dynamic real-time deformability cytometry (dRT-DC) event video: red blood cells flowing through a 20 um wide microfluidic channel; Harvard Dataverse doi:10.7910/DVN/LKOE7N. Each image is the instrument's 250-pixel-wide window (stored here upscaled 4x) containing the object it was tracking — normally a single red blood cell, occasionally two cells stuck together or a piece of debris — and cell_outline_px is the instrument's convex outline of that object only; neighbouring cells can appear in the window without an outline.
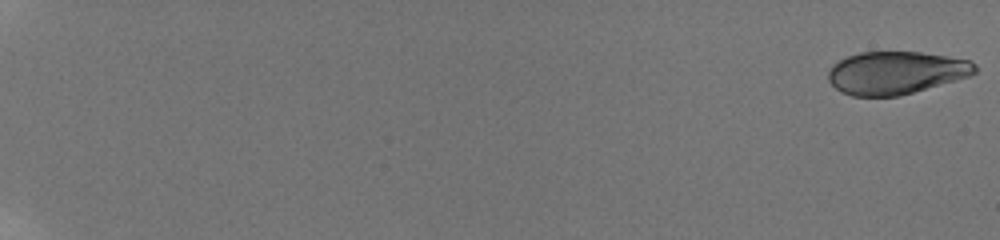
{"species": "human", "species_latin": "Homo sapiens", "temperature_condition": "room temperature", "stored_images_in_passage": 28, "camera_frame_rate_fps": 3000, "um_per_image_px": 0.085, "donor": {"sex": "male"}, "frame": {"image": 1, "passage_image": 1, "time_ms": 0.0, "image_size_px": [1000, 240], "cell_outline_px": [[976, 72], [968, 76], [900, 96], [852, 96], [840, 92], [828, 80], [828, 68], [832, 64], [848, 56], [860, 52], [920, 52], [968, 60], [976, 64]], "centroid_in_image_um": [76.1, 6.19], "position_along_channel_um": 8.9, "area_um2": 36.36}}
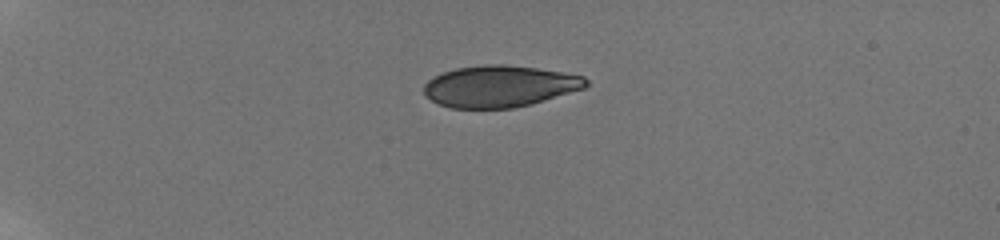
{"frame": {"image": 2, "passage_image": 14, "time_ms": 5.667, "image_size_px": [1000, 240], "cell_outline_px": [[588, 84], [584, 88], [532, 104], [512, 108], [452, 108], [436, 104], [424, 96], [424, 84], [432, 76], [456, 68], [484, 64], [504, 64], [536, 68], [584, 76], [588, 80]], "centroid_in_image_um": [42.42, 7.34], "position_along_channel_um": 42.6, "area_um2": 39.42}}
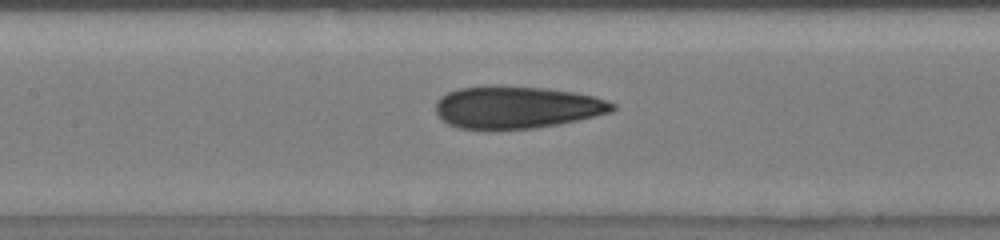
{"frame": {"image": 3, "passage_image": 27, "time_ms": 10.667, "image_size_px": [1000, 240], "cell_outline_px": [[616, 108], [612, 112], [576, 120], [536, 128], [488, 132], [460, 128], [448, 124], [436, 112], [436, 100], [440, 96], [456, 88], [488, 84], [496, 84], [548, 88], [572, 92], [592, 96], [608, 100], [616, 104]], "centroid_in_image_um": [43.86, 9.12], "position_along_channel_um": 163.5, "area_um2": 44.8}}